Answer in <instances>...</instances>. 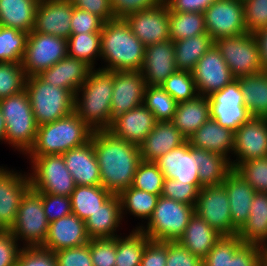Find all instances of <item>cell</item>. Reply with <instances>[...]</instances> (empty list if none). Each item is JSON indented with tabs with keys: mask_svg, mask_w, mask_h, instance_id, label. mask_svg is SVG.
I'll use <instances>...</instances> for the list:
<instances>
[{
	"mask_svg": "<svg viewBox=\"0 0 267 266\" xmlns=\"http://www.w3.org/2000/svg\"><path fill=\"white\" fill-rule=\"evenodd\" d=\"M90 139L99 165L101 186L116 195L132 186L142 161L139 146L115 137L108 130L93 131Z\"/></svg>",
	"mask_w": 267,
	"mask_h": 266,
	"instance_id": "1",
	"label": "cell"
},
{
	"mask_svg": "<svg viewBox=\"0 0 267 266\" xmlns=\"http://www.w3.org/2000/svg\"><path fill=\"white\" fill-rule=\"evenodd\" d=\"M113 71L92 68L75 93L74 112L93 130H108L111 118ZM81 94V95H80Z\"/></svg>",
	"mask_w": 267,
	"mask_h": 266,
	"instance_id": "2",
	"label": "cell"
},
{
	"mask_svg": "<svg viewBox=\"0 0 267 266\" xmlns=\"http://www.w3.org/2000/svg\"><path fill=\"white\" fill-rule=\"evenodd\" d=\"M145 45L134 35L124 19L104 22L101 31V69L109 71H140Z\"/></svg>",
	"mask_w": 267,
	"mask_h": 266,
	"instance_id": "3",
	"label": "cell"
},
{
	"mask_svg": "<svg viewBox=\"0 0 267 266\" xmlns=\"http://www.w3.org/2000/svg\"><path fill=\"white\" fill-rule=\"evenodd\" d=\"M93 130L75 113L37 128L34 145L25 156L63 154L87 143Z\"/></svg>",
	"mask_w": 267,
	"mask_h": 266,
	"instance_id": "4",
	"label": "cell"
},
{
	"mask_svg": "<svg viewBox=\"0 0 267 266\" xmlns=\"http://www.w3.org/2000/svg\"><path fill=\"white\" fill-rule=\"evenodd\" d=\"M0 109L6 123L5 143L25 155L34 145L38 128L27 92L1 99Z\"/></svg>",
	"mask_w": 267,
	"mask_h": 266,
	"instance_id": "5",
	"label": "cell"
},
{
	"mask_svg": "<svg viewBox=\"0 0 267 266\" xmlns=\"http://www.w3.org/2000/svg\"><path fill=\"white\" fill-rule=\"evenodd\" d=\"M25 91L38 126L74 112L75 95L67 89L44 82L38 75L26 78Z\"/></svg>",
	"mask_w": 267,
	"mask_h": 266,
	"instance_id": "6",
	"label": "cell"
},
{
	"mask_svg": "<svg viewBox=\"0 0 267 266\" xmlns=\"http://www.w3.org/2000/svg\"><path fill=\"white\" fill-rule=\"evenodd\" d=\"M194 213V206L160 196L146 225L141 223L135 229L151 240L178 241Z\"/></svg>",
	"mask_w": 267,
	"mask_h": 266,
	"instance_id": "7",
	"label": "cell"
},
{
	"mask_svg": "<svg viewBox=\"0 0 267 266\" xmlns=\"http://www.w3.org/2000/svg\"><path fill=\"white\" fill-rule=\"evenodd\" d=\"M31 169L28 170L31 188L41 193L69 196L75 189V182L65 165L62 154L27 156Z\"/></svg>",
	"mask_w": 267,
	"mask_h": 266,
	"instance_id": "8",
	"label": "cell"
},
{
	"mask_svg": "<svg viewBox=\"0 0 267 266\" xmlns=\"http://www.w3.org/2000/svg\"><path fill=\"white\" fill-rule=\"evenodd\" d=\"M49 224L42 196L30 188L23 196L15 222L9 230L23 247H41L46 240Z\"/></svg>",
	"mask_w": 267,
	"mask_h": 266,
	"instance_id": "9",
	"label": "cell"
},
{
	"mask_svg": "<svg viewBox=\"0 0 267 266\" xmlns=\"http://www.w3.org/2000/svg\"><path fill=\"white\" fill-rule=\"evenodd\" d=\"M214 45L235 79L262 72L258 44L252 33L218 38Z\"/></svg>",
	"mask_w": 267,
	"mask_h": 266,
	"instance_id": "10",
	"label": "cell"
},
{
	"mask_svg": "<svg viewBox=\"0 0 267 266\" xmlns=\"http://www.w3.org/2000/svg\"><path fill=\"white\" fill-rule=\"evenodd\" d=\"M67 55V39L31 31L21 64L28 77L49 69Z\"/></svg>",
	"mask_w": 267,
	"mask_h": 266,
	"instance_id": "11",
	"label": "cell"
},
{
	"mask_svg": "<svg viewBox=\"0 0 267 266\" xmlns=\"http://www.w3.org/2000/svg\"><path fill=\"white\" fill-rule=\"evenodd\" d=\"M208 100L211 119L233 132L252 117L245 106L243 92L237 79L212 93Z\"/></svg>",
	"mask_w": 267,
	"mask_h": 266,
	"instance_id": "12",
	"label": "cell"
},
{
	"mask_svg": "<svg viewBox=\"0 0 267 266\" xmlns=\"http://www.w3.org/2000/svg\"><path fill=\"white\" fill-rule=\"evenodd\" d=\"M195 213L222 236L238 233L232 225L229 197L223 184L203 186L199 190Z\"/></svg>",
	"mask_w": 267,
	"mask_h": 266,
	"instance_id": "13",
	"label": "cell"
},
{
	"mask_svg": "<svg viewBox=\"0 0 267 266\" xmlns=\"http://www.w3.org/2000/svg\"><path fill=\"white\" fill-rule=\"evenodd\" d=\"M206 32L218 38L247 33L243 3L240 0H217L204 12Z\"/></svg>",
	"mask_w": 267,
	"mask_h": 266,
	"instance_id": "14",
	"label": "cell"
},
{
	"mask_svg": "<svg viewBox=\"0 0 267 266\" xmlns=\"http://www.w3.org/2000/svg\"><path fill=\"white\" fill-rule=\"evenodd\" d=\"M192 74L198 95L205 97L235 80L215 45L200 58Z\"/></svg>",
	"mask_w": 267,
	"mask_h": 266,
	"instance_id": "15",
	"label": "cell"
},
{
	"mask_svg": "<svg viewBox=\"0 0 267 266\" xmlns=\"http://www.w3.org/2000/svg\"><path fill=\"white\" fill-rule=\"evenodd\" d=\"M124 20L145 47L170 40L169 7L166 2L130 14Z\"/></svg>",
	"mask_w": 267,
	"mask_h": 266,
	"instance_id": "16",
	"label": "cell"
},
{
	"mask_svg": "<svg viewBox=\"0 0 267 266\" xmlns=\"http://www.w3.org/2000/svg\"><path fill=\"white\" fill-rule=\"evenodd\" d=\"M30 188L28 173L0 165V229L13 226L21 200Z\"/></svg>",
	"mask_w": 267,
	"mask_h": 266,
	"instance_id": "17",
	"label": "cell"
},
{
	"mask_svg": "<svg viewBox=\"0 0 267 266\" xmlns=\"http://www.w3.org/2000/svg\"><path fill=\"white\" fill-rule=\"evenodd\" d=\"M112 120L143 105L146 81L140 71H113Z\"/></svg>",
	"mask_w": 267,
	"mask_h": 266,
	"instance_id": "18",
	"label": "cell"
},
{
	"mask_svg": "<svg viewBox=\"0 0 267 266\" xmlns=\"http://www.w3.org/2000/svg\"><path fill=\"white\" fill-rule=\"evenodd\" d=\"M155 163L164 178L188 184H200L198 148L190 146L187 140L159 157Z\"/></svg>",
	"mask_w": 267,
	"mask_h": 266,
	"instance_id": "19",
	"label": "cell"
},
{
	"mask_svg": "<svg viewBox=\"0 0 267 266\" xmlns=\"http://www.w3.org/2000/svg\"><path fill=\"white\" fill-rule=\"evenodd\" d=\"M232 156L231 162L267 157V118L251 117L234 132Z\"/></svg>",
	"mask_w": 267,
	"mask_h": 266,
	"instance_id": "20",
	"label": "cell"
},
{
	"mask_svg": "<svg viewBox=\"0 0 267 266\" xmlns=\"http://www.w3.org/2000/svg\"><path fill=\"white\" fill-rule=\"evenodd\" d=\"M72 14L70 0H40L32 31L68 39L71 35Z\"/></svg>",
	"mask_w": 267,
	"mask_h": 266,
	"instance_id": "21",
	"label": "cell"
},
{
	"mask_svg": "<svg viewBox=\"0 0 267 266\" xmlns=\"http://www.w3.org/2000/svg\"><path fill=\"white\" fill-rule=\"evenodd\" d=\"M173 41H163L145 47L140 73L147 86H161L173 73L178 71L175 62Z\"/></svg>",
	"mask_w": 267,
	"mask_h": 266,
	"instance_id": "22",
	"label": "cell"
},
{
	"mask_svg": "<svg viewBox=\"0 0 267 266\" xmlns=\"http://www.w3.org/2000/svg\"><path fill=\"white\" fill-rule=\"evenodd\" d=\"M85 221L71 213L51 222L42 248L56 252L66 248H75L89 243Z\"/></svg>",
	"mask_w": 267,
	"mask_h": 266,
	"instance_id": "23",
	"label": "cell"
},
{
	"mask_svg": "<svg viewBox=\"0 0 267 266\" xmlns=\"http://www.w3.org/2000/svg\"><path fill=\"white\" fill-rule=\"evenodd\" d=\"M157 122L150 110L140 105L114 118L108 131L115 137L139 146Z\"/></svg>",
	"mask_w": 267,
	"mask_h": 266,
	"instance_id": "24",
	"label": "cell"
},
{
	"mask_svg": "<svg viewBox=\"0 0 267 266\" xmlns=\"http://www.w3.org/2000/svg\"><path fill=\"white\" fill-rule=\"evenodd\" d=\"M75 185H101L100 171L91 139L62 154Z\"/></svg>",
	"mask_w": 267,
	"mask_h": 266,
	"instance_id": "25",
	"label": "cell"
},
{
	"mask_svg": "<svg viewBox=\"0 0 267 266\" xmlns=\"http://www.w3.org/2000/svg\"><path fill=\"white\" fill-rule=\"evenodd\" d=\"M91 69L85 62L67 55L49 69L41 71L38 76L44 82L67 89L75 95L87 80Z\"/></svg>",
	"mask_w": 267,
	"mask_h": 266,
	"instance_id": "26",
	"label": "cell"
},
{
	"mask_svg": "<svg viewBox=\"0 0 267 266\" xmlns=\"http://www.w3.org/2000/svg\"><path fill=\"white\" fill-rule=\"evenodd\" d=\"M186 138L171 121H158L139 145L141 159L155 162L159 157L182 145Z\"/></svg>",
	"mask_w": 267,
	"mask_h": 266,
	"instance_id": "27",
	"label": "cell"
},
{
	"mask_svg": "<svg viewBox=\"0 0 267 266\" xmlns=\"http://www.w3.org/2000/svg\"><path fill=\"white\" fill-rule=\"evenodd\" d=\"M190 146L219 154L232 160L234 132L209 119L187 140ZM231 153V155H230Z\"/></svg>",
	"mask_w": 267,
	"mask_h": 266,
	"instance_id": "28",
	"label": "cell"
},
{
	"mask_svg": "<svg viewBox=\"0 0 267 266\" xmlns=\"http://www.w3.org/2000/svg\"><path fill=\"white\" fill-rule=\"evenodd\" d=\"M222 184L229 197L232 225L239 231L248 220L256 191L234 169Z\"/></svg>",
	"mask_w": 267,
	"mask_h": 266,
	"instance_id": "29",
	"label": "cell"
},
{
	"mask_svg": "<svg viewBox=\"0 0 267 266\" xmlns=\"http://www.w3.org/2000/svg\"><path fill=\"white\" fill-rule=\"evenodd\" d=\"M124 221L118 195L113 194L86 221V231L90 239L116 238L121 222ZM118 229V230H117Z\"/></svg>",
	"mask_w": 267,
	"mask_h": 266,
	"instance_id": "30",
	"label": "cell"
},
{
	"mask_svg": "<svg viewBox=\"0 0 267 266\" xmlns=\"http://www.w3.org/2000/svg\"><path fill=\"white\" fill-rule=\"evenodd\" d=\"M210 118L208 97L197 95L192 100L177 103L175 115L171 122L188 140Z\"/></svg>",
	"mask_w": 267,
	"mask_h": 266,
	"instance_id": "31",
	"label": "cell"
},
{
	"mask_svg": "<svg viewBox=\"0 0 267 266\" xmlns=\"http://www.w3.org/2000/svg\"><path fill=\"white\" fill-rule=\"evenodd\" d=\"M221 236L204 219L194 213L178 242L193 255L203 259Z\"/></svg>",
	"mask_w": 267,
	"mask_h": 266,
	"instance_id": "32",
	"label": "cell"
},
{
	"mask_svg": "<svg viewBox=\"0 0 267 266\" xmlns=\"http://www.w3.org/2000/svg\"><path fill=\"white\" fill-rule=\"evenodd\" d=\"M237 236L249 244L267 247V193L256 192L248 220L238 231Z\"/></svg>",
	"mask_w": 267,
	"mask_h": 266,
	"instance_id": "33",
	"label": "cell"
},
{
	"mask_svg": "<svg viewBox=\"0 0 267 266\" xmlns=\"http://www.w3.org/2000/svg\"><path fill=\"white\" fill-rule=\"evenodd\" d=\"M40 0H0V26L30 33Z\"/></svg>",
	"mask_w": 267,
	"mask_h": 266,
	"instance_id": "34",
	"label": "cell"
},
{
	"mask_svg": "<svg viewBox=\"0 0 267 266\" xmlns=\"http://www.w3.org/2000/svg\"><path fill=\"white\" fill-rule=\"evenodd\" d=\"M244 103L252 117L267 118V72L237 78Z\"/></svg>",
	"mask_w": 267,
	"mask_h": 266,
	"instance_id": "35",
	"label": "cell"
},
{
	"mask_svg": "<svg viewBox=\"0 0 267 266\" xmlns=\"http://www.w3.org/2000/svg\"><path fill=\"white\" fill-rule=\"evenodd\" d=\"M175 62L178 71L193 72L200 58L214 46V40L209 34L196 35L173 42Z\"/></svg>",
	"mask_w": 267,
	"mask_h": 266,
	"instance_id": "36",
	"label": "cell"
},
{
	"mask_svg": "<svg viewBox=\"0 0 267 266\" xmlns=\"http://www.w3.org/2000/svg\"><path fill=\"white\" fill-rule=\"evenodd\" d=\"M112 195L101 185H77L70 195L72 213L86 221Z\"/></svg>",
	"mask_w": 267,
	"mask_h": 266,
	"instance_id": "37",
	"label": "cell"
},
{
	"mask_svg": "<svg viewBox=\"0 0 267 266\" xmlns=\"http://www.w3.org/2000/svg\"><path fill=\"white\" fill-rule=\"evenodd\" d=\"M198 162V174L202 186L221 185L233 170L228 158L199 148Z\"/></svg>",
	"mask_w": 267,
	"mask_h": 266,
	"instance_id": "38",
	"label": "cell"
},
{
	"mask_svg": "<svg viewBox=\"0 0 267 266\" xmlns=\"http://www.w3.org/2000/svg\"><path fill=\"white\" fill-rule=\"evenodd\" d=\"M121 203L122 218L130 214L138 219L148 221L151 217L159 199V195H154L146 191L136 189L132 186L118 194Z\"/></svg>",
	"mask_w": 267,
	"mask_h": 266,
	"instance_id": "39",
	"label": "cell"
},
{
	"mask_svg": "<svg viewBox=\"0 0 267 266\" xmlns=\"http://www.w3.org/2000/svg\"><path fill=\"white\" fill-rule=\"evenodd\" d=\"M151 239L139 229H132L127 236L116 237L115 266H140L146 244Z\"/></svg>",
	"mask_w": 267,
	"mask_h": 266,
	"instance_id": "40",
	"label": "cell"
},
{
	"mask_svg": "<svg viewBox=\"0 0 267 266\" xmlns=\"http://www.w3.org/2000/svg\"><path fill=\"white\" fill-rule=\"evenodd\" d=\"M170 40L178 41L196 35L208 34L205 28L204 13L169 11Z\"/></svg>",
	"mask_w": 267,
	"mask_h": 266,
	"instance_id": "41",
	"label": "cell"
},
{
	"mask_svg": "<svg viewBox=\"0 0 267 266\" xmlns=\"http://www.w3.org/2000/svg\"><path fill=\"white\" fill-rule=\"evenodd\" d=\"M67 50L68 56L95 68L101 53V33L71 34L67 39Z\"/></svg>",
	"mask_w": 267,
	"mask_h": 266,
	"instance_id": "42",
	"label": "cell"
},
{
	"mask_svg": "<svg viewBox=\"0 0 267 266\" xmlns=\"http://www.w3.org/2000/svg\"><path fill=\"white\" fill-rule=\"evenodd\" d=\"M143 105L150 110L157 121H172L177 102L161 86H147Z\"/></svg>",
	"mask_w": 267,
	"mask_h": 266,
	"instance_id": "43",
	"label": "cell"
},
{
	"mask_svg": "<svg viewBox=\"0 0 267 266\" xmlns=\"http://www.w3.org/2000/svg\"><path fill=\"white\" fill-rule=\"evenodd\" d=\"M28 33L0 26V62H21Z\"/></svg>",
	"mask_w": 267,
	"mask_h": 266,
	"instance_id": "44",
	"label": "cell"
},
{
	"mask_svg": "<svg viewBox=\"0 0 267 266\" xmlns=\"http://www.w3.org/2000/svg\"><path fill=\"white\" fill-rule=\"evenodd\" d=\"M26 78L21 62H0V100L24 91Z\"/></svg>",
	"mask_w": 267,
	"mask_h": 266,
	"instance_id": "45",
	"label": "cell"
},
{
	"mask_svg": "<svg viewBox=\"0 0 267 266\" xmlns=\"http://www.w3.org/2000/svg\"><path fill=\"white\" fill-rule=\"evenodd\" d=\"M164 175L155 162L141 161L134 175L132 187L161 196Z\"/></svg>",
	"mask_w": 267,
	"mask_h": 266,
	"instance_id": "46",
	"label": "cell"
},
{
	"mask_svg": "<svg viewBox=\"0 0 267 266\" xmlns=\"http://www.w3.org/2000/svg\"><path fill=\"white\" fill-rule=\"evenodd\" d=\"M233 169L240 174L256 192L267 193V157L247 162H231Z\"/></svg>",
	"mask_w": 267,
	"mask_h": 266,
	"instance_id": "47",
	"label": "cell"
},
{
	"mask_svg": "<svg viewBox=\"0 0 267 266\" xmlns=\"http://www.w3.org/2000/svg\"><path fill=\"white\" fill-rule=\"evenodd\" d=\"M161 87L177 103L192 100L198 95L193 74L187 71H177L171 74Z\"/></svg>",
	"mask_w": 267,
	"mask_h": 266,
	"instance_id": "48",
	"label": "cell"
},
{
	"mask_svg": "<svg viewBox=\"0 0 267 266\" xmlns=\"http://www.w3.org/2000/svg\"><path fill=\"white\" fill-rule=\"evenodd\" d=\"M244 242L237 236H221L214 247L202 259V266H228L229 256H234L235 251Z\"/></svg>",
	"mask_w": 267,
	"mask_h": 266,
	"instance_id": "49",
	"label": "cell"
},
{
	"mask_svg": "<svg viewBox=\"0 0 267 266\" xmlns=\"http://www.w3.org/2000/svg\"><path fill=\"white\" fill-rule=\"evenodd\" d=\"M201 184H188L174 179L164 178L161 196L195 207Z\"/></svg>",
	"mask_w": 267,
	"mask_h": 266,
	"instance_id": "50",
	"label": "cell"
},
{
	"mask_svg": "<svg viewBox=\"0 0 267 266\" xmlns=\"http://www.w3.org/2000/svg\"><path fill=\"white\" fill-rule=\"evenodd\" d=\"M242 3L247 32L254 33L267 26V0H244Z\"/></svg>",
	"mask_w": 267,
	"mask_h": 266,
	"instance_id": "51",
	"label": "cell"
},
{
	"mask_svg": "<svg viewBox=\"0 0 267 266\" xmlns=\"http://www.w3.org/2000/svg\"><path fill=\"white\" fill-rule=\"evenodd\" d=\"M89 247L93 266H115L116 238L90 239Z\"/></svg>",
	"mask_w": 267,
	"mask_h": 266,
	"instance_id": "52",
	"label": "cell"
},
{
	"mask_svg": "<svg viewBox=\"0 0 267 266\" xmlns=\"http://www.w3.org/2000/svg\"><path fill=\"white\" fill-rule=\"evenodd\" d=\"M104 21L95 14L73 6L71 34L101 33Z\"/></svg>",
	"mask_w": 267,
	"mask_h": 266,
	"instance_id": "53",
	"label": "cell"
},
{
	"mask_svg": "<svg viewBox=\"0 0 267 266\" xmlns=\"http://www.w3.org/2000/svg\"><path fill=\"white\" fill-rule=\"evenodd\" d=\"M38 193L42 196L44 212L49 223L72 213L69 196Z\"/></svg>",
	"mask_w": 267,
	"mask_h": 266,
	"instance_id": "54",
	"label": "cell"
},
{
	"mask_svg": "<svg viewBox=\"0 0 267 266\" xmlns=\"http://www.w3.org/2000/svg\"><path fill=\"white\" fill-rule=\"evenodd\" d=\"M53 254L57 266H93L89 243L80 247L62 249Z\"/></svg>",
	"mask_w": 267,
	"mask_h": 266,
	"instance_id": "55",
	"label": "cell"
},
{
	"mask_svg": "<svg viewBox=\"0 0 267 266\" xmlns=\"http://www.w3.org/2000/svg\"><path fill=\"white\" fill-rule=\"evenodd\" d=\"M17 266H57L53 252L42 247H21Z\"/></svg>",
	"mask_w": 267,
	"mask_h": 266,
	"instance_id": "56",
	"label": "cell"
},
{
	"mask_svg": "<svg viewBox=\"0 0 267 266\" xmlns=\"http://www.w3.org/2000/svg\"><path fill=\"white\" fill-rule=\"evenodd\" d=\"M166 266H202V259L193 255L178 241H167Z\"/></svg>",
	"mask_w": 267,
	"mask_h": 266,
	"instance_id": "57",
	"label": "cell"
},
{
	"mask_svg": "<svg viewBox=\"0 0 267 266\" xmlns=\"http://www.w3.org/2000/svg\"><path fill=\"white\" fill-rule=\"evenodd\" d=\"M20 243L9 229H0V266H17Z\"/></svg>",
	"mask_w": 267,
	"mask_h": 266,
	"instance_id": "58",
	"label": "cell"
},
{
	"mask_svg": "<svg viewBox=\"0 0 267 266\" xmlns=\"http://www.w3.org/2000/svg\"><path fill=\"white\" fill-rule=\"evenodd\" d=\"M165 0H111L114 18L124 19L128 15L154 8Z\"/></svg>",
	"mask_w": 267,
	"mask_h": 266,
	"instance_id": "59",
	"label": "cell"
},
{
	"mask_svg": "<svg viewBox=\"0 0 267 266\" xmlns=\"http://www.w3.org/2000/svg\"><path fill=\"white\" fill-rule=\"evenodd\" d=\"M262 251L259 245L243 243L234 256H229L228 266H259Z\"/></svg>",
	"mask_w": 267,
	"mask_h": 266,
	"instance_id": "60",
	"label": "cell"
},
{
	"mask_svg": "<svg viewBox=\"0 0 267 266\" xmlns=\"http://www.w3.org/2000/svg\"><path fill=\"white\" fill-rule=\"evenodd\" d=\"M167 241L150 240L144 249L140 266H166Z\"/></svg>",
	"mask_w": 267,
	"mask_h": 266,
	"instance_id": "61",
	"label": "cell"
},
{
	"mask_svg": "<svg viewBox=\"0 0 267 266\" xmlns=\"http://www.w3.org/2000/svg\"><path fill=\"white\" fill-rule=\"evenodd\" d=\"M76 8L86 10L100 17L104 22L115 19L111 0H70Z\"/></svg>",
	"mask_w": 267,
	"mask_h": 266,
	"instance_id": "62",
	"label": "cell"
},
{
	"mask_svg": "<svg viewBox=\"0 0 267 266\" xmlns=\"http://www.w3.org/2000/svg\"><path fill=\"white\" fill-rule=\"evenodd\" d=\"M217 0H165L172 12H200L205 10Z\"/></svg>",
	"mask_w": 267,
	"mask_h": 266,
	"instance_id": "63",
	"label": "cell"
},
{
	"mask_svg": "<svg viewBox=\"0 0 267 266\" xmlns=\"http://www.w3.org/2000/svg\"><path fill=\"white\" fill-rule=\"evenodd\" d=\"M256 39L259 50L262 71L267 72V26L252 33Z\"/></svg>",
	"mask_w": 267,
	"mask_h": 266,
	"instance_id": "64",
	"label": "cell"
},
{
	"mask_svg": "<svg viewBox=\"0 0 267 266\" xmlns=\"http://www.w3.org/2000/svg\"><path fill=\"white\" fill-rule=\"evenodd\" d=\"M5 135H6V123L0 109V142L1 141L2 143L5 142Z\"/></svg>",
	"mask_w": 267,
	"mask_h": 266,
	"instance_id": "65",
	"label": "cell"
},
{
	"mask_svg": "<svg viewBox=\"0 0 267 266\" xmlns=\"http://www.w3.org/2000/svg\"><path fill=\"white\" fill-rule=\"evenodd\" d=\"M259 266H267V247L263 248V251L261 253Z\"/></svg>",
	"mask_w": 267,
	"mask_h": 266,
	"instance_id": "66",
	"label": "cell"
}]
</instances>
